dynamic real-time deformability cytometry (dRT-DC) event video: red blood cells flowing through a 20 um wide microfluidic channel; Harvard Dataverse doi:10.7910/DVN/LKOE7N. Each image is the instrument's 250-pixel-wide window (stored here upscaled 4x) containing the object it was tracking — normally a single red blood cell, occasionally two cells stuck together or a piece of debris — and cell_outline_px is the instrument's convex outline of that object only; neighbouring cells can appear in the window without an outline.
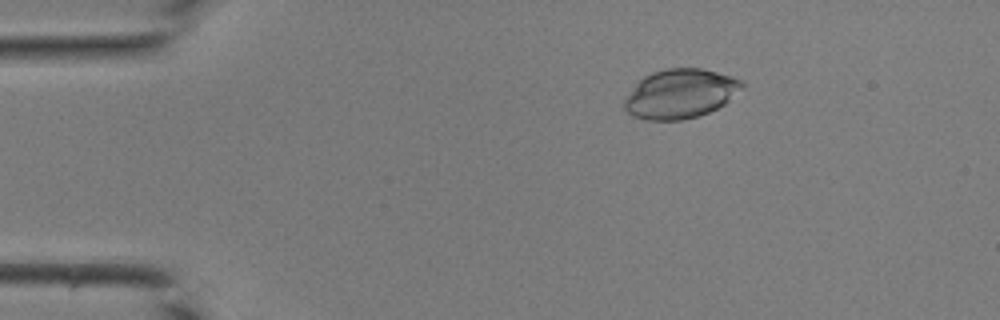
{"species": "common noctule bat (a hibernating species)", "species_latin": "Nyctalus noctula", "temperature_condition": "room temperature", "stored_images_in_passage": 43, "camera_frame_rate_fps": 3000, "um_per_image_px": 0.085, "animal": {"sex": "male", "body_mass_g": 19.0, "forearm_length_mm": 50.8}, "frame": {"image": 1, "passage_image": 8, "time_ms": 2.333, "image_size_px": [1000, 320], "cell_outline_px": [[744, 84], [724, 104], [708, 112], [696, 116], [680, 120], [644, 120], [632, 116], [624, 108], [624, 100], [636, 84], [644, 76], [652, 72], [664, 68], [700, 68], [716, 72], [740, 80]], "centroid_in_image_um": [57.77, 7.97], "position_along_channel_um": 27.2, "area_um2": 33.23}}
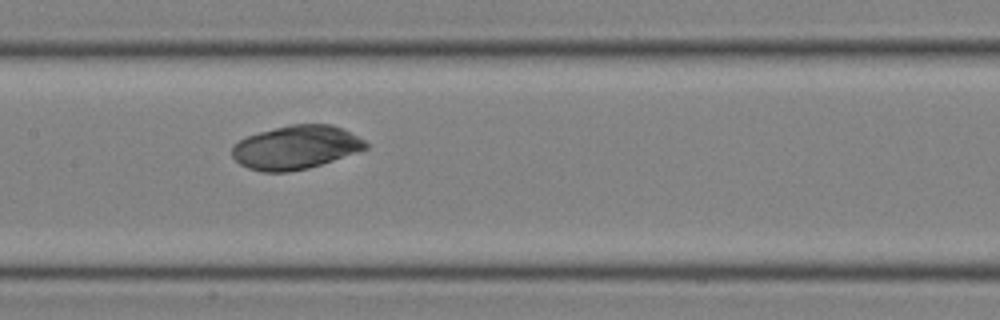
{"frame": {"image": 2, "passage_image": 22, "time_ms": 7.0, "image_size_px": [1000, 320], "cell_outline_px": [[368, 148], [308, 168], [288, 172], [260, 172], [248, 168], [240, 164], [232, 156], [232, 144], [248, 136], [260, 132], [292, 124], [332, 124], [364, 140], [368, 144]], "centroid_in_image_um": [25.11, 12.53], "position_along_channel_um": 182.3, "area_um2": 33.58}}
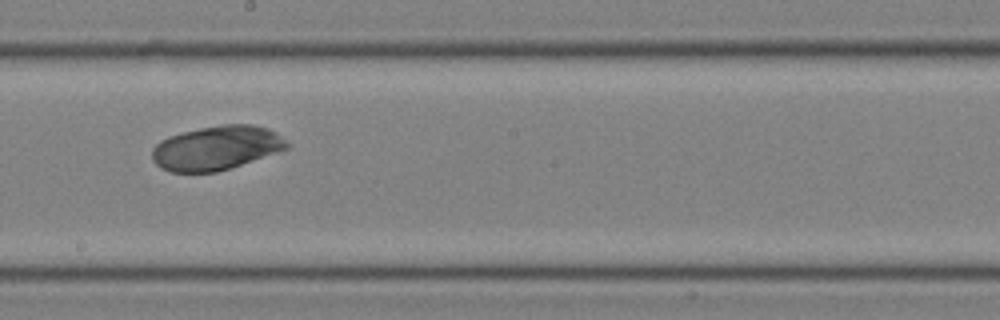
{"frame": {"image": 3, "passage_image": 25, "time_ms": 8.0, "image_size_px": [1000, 320], "cell_outline_px": [[288, 148], [216, 172], [172, 172], [160, 168], [152, 160], [152, 148], [160, 140], [168, 136], [200, 128], [224, 124], [252, 124], [268, 128], [276, 132], [288, 144]], "centroid_in_image_um": [18.34, 12.56], "position_along_channel_um": 229.9, "area_um2": 34.33}}